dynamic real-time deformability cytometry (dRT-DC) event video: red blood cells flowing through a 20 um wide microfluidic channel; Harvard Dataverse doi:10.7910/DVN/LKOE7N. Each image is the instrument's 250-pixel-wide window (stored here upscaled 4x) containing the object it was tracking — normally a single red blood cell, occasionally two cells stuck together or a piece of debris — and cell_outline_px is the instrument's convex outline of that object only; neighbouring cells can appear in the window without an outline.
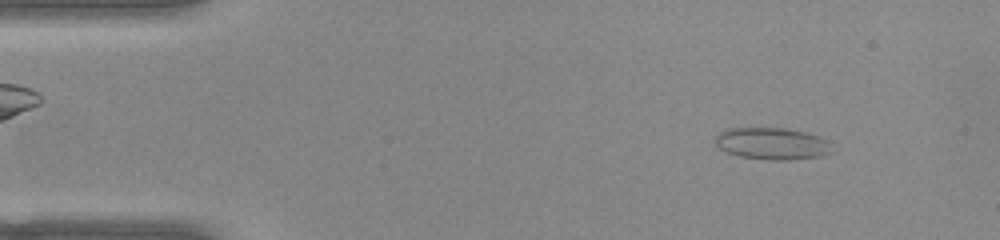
{"species": "common noctule bat (a hibernating species)", "species_latin": "Nyctalus noctula", "temperature_condition": "warm", "stored_images_in_passage": 51, "camera_frame_rate_fps": 3000, "um_per_image_px": 0.085, "animal": {"sex": "female", "body_mass_g": 22.0, "forearm_length_mm": 56.7}, "frame": {"image": 1, "passage_image": 5, "time_ms": 1.333, "image_size_px": [1000, 240], "cell_outline_px": [[832, 152], [820, 156], [788, 160], [772, 160], [740, 156], [724, 152], [712, 140], [716, 132], [728, 128], [784, 128], [804, 132], [828, 140]], "centroid_in_image_um": [65.54, 12.2], "position_along_channel_um": 19.5, "area_um2": 21.79}}
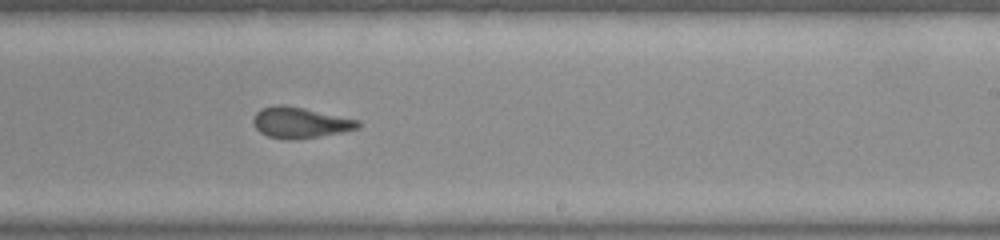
{"frame": {"image": 2, "passage_image": 30, "time_ms": 9.667, "image_size_px": [1000, 240], "cell_outline_px": [[360, 128], [340, 132], [296, 140], [288, 140], [268, 136], [260, 132], [252, 124], [252, 120], [256, 112], [264, 108], [276, 104], [280, 104], [304, 108], [360, 120]], "centroid_in_image_um": [25.49, 10.42], "position_along_channel_um": 263.5, "area_um2": 18.79}}
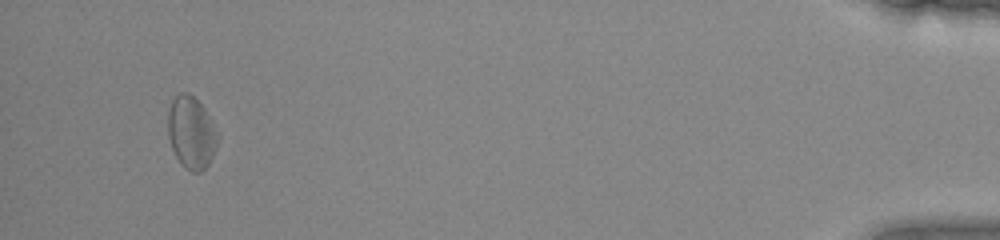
{"frame": {"image": 3, "passage_image": 48, "time_ms": 15.667, "image_size_px": [1000, 240], "cell_outline_px": [[216, 148], [208, 164], [200, 172], [192, 172], [184, 168], [180, 164], [172, 148], [168, 136], [168, 112], [172, 100], [180, 92], [188, 92], [204, 108], [216, 132]], "centroid_in_image_um": [16.22, 11.29], "position_along_channel_um": 419.0, "area_um2": 20.52}, "authors_computed_cell_mechanics": {"area_um2": 19.4786, "velocity_mm_per_s": 3.9259, "shape_relaxation_time_tau1_ms": null, "shape_relaxation_time_tau2_ms": 1.4926, "deformation_change_tau1": null, "deformation_change_tau2": 0.0825}}